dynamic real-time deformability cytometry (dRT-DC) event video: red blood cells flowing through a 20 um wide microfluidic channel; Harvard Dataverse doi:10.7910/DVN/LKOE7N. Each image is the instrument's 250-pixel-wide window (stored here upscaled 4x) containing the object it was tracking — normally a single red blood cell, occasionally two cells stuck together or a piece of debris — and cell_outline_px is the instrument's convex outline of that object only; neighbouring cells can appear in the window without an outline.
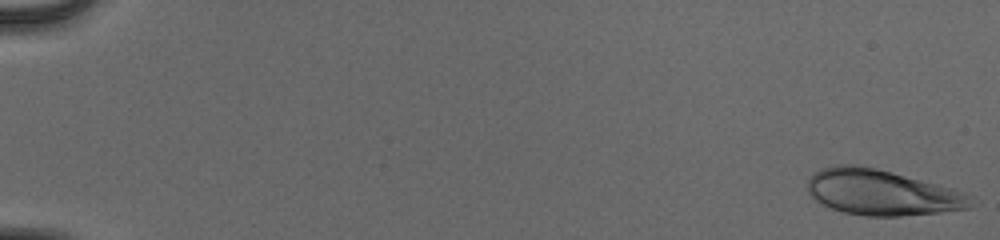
{"species": "human", "species_latin": "Homo sapiens", "temperature_condition": "cold", "stored_images_in_passage": 19, "camera_frame_rate_fps": 3000, "um_per_image_px": 0.085, "donor": {"sex": "male"}, "frame": {"image": 1, "passage_image": 1, "time_ms": 0.0, "image_size_px": [1000, 240], "cell_outline_px": [[976, 204], [968, 208], [940, 212], [900, 216], [864, 216], [844, 212], [832, 208], [816, 200], [808, 192], [808, 180], [820, 168], [836, 164], [852, 164], [876, 168], [892, 172], [936, 184], [964, 192]], "centroid_in_image_um": [74.94, 16.36], "position_along_channel_um": 10.1, "area_um2": 43.0}}
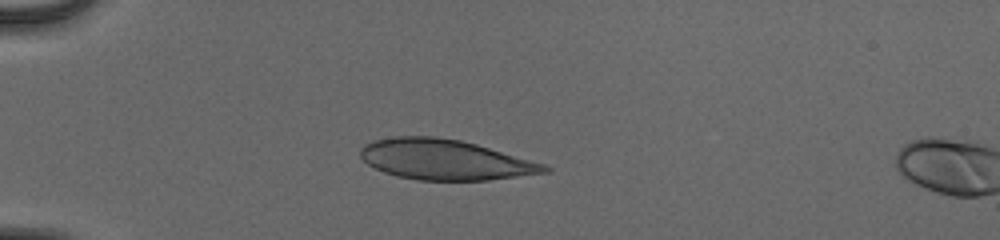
{"frame": {"image": 2, "passage_image": 16, "time_ms": 5.0, "image_size_px": [1000, 240], "cell_outline_px": [[552, 172], [488, 180], [416, 180], [396, 176], [384, 172], [368, 164], [360, 156], [360, 148], [364, 144], [376, 140], [396, 136], [436, 136], [460, 140], [476, 144], [544, 164], [552, 168]], "centroid_in_image_um": [37.82, 13.57], "position_along_channel_um": 47.2, "area_um2": 43.12}}